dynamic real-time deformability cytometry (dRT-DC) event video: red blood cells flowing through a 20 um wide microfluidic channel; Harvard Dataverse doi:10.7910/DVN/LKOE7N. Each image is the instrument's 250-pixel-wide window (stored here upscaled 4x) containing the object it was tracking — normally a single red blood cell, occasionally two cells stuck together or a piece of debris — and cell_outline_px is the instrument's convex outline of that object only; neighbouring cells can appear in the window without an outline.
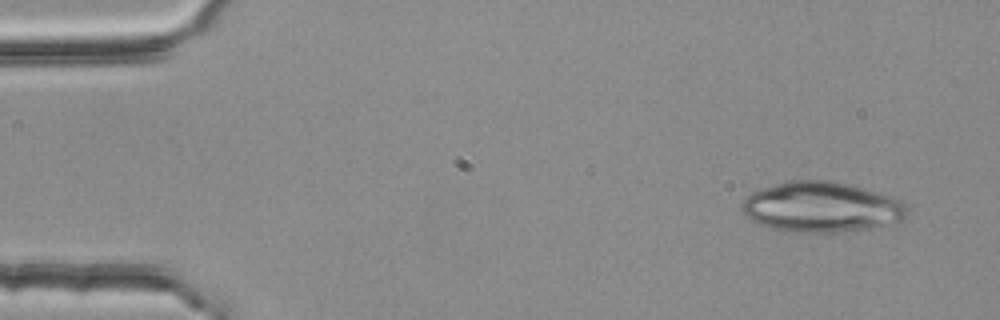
{"species": "common noctule bat (a hibernating species)", "species_latin": "Nyctalus noctula", "temperature_condition": "room temperature", "stored_images_in_passage": 4, "segment_of_instrument_passage": [1, 2], "camera_frame_rate_fps": 3000, "um_per_image_px": 0.085, "animal": {"sex": "female", "body_mass_g": 25.1}, "frame": {"image": 1, "passage_image": 1, "time_ms": 0.0, "image_size_px": [1000, 320], "cell_outline_px": [[912, 204], [908, 216], [904, 220], [872, 228], [836, 232], [788, 232], [772, 228], [760, 224], [744, 216], [740, 208], [740, 204], [752, 192], [788, 180], [828, 180], [848, 184], [864, 188], [892, 196], [904, 200]], "centroid_in_image_um": [69.9, 17.6], "position_along_channel_um": 15.1, "area_um2": 49.13}}